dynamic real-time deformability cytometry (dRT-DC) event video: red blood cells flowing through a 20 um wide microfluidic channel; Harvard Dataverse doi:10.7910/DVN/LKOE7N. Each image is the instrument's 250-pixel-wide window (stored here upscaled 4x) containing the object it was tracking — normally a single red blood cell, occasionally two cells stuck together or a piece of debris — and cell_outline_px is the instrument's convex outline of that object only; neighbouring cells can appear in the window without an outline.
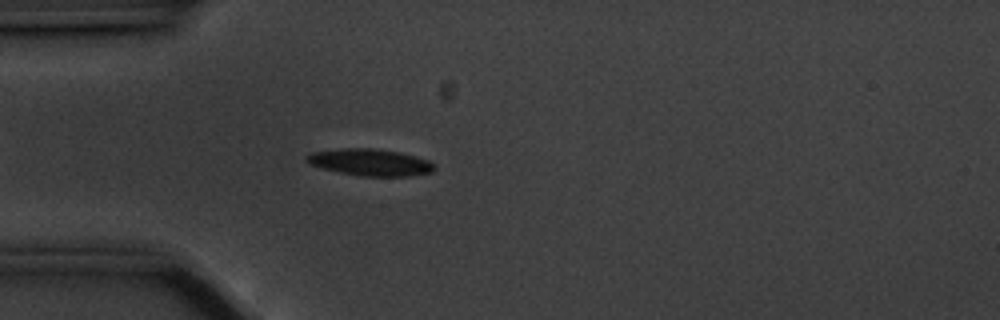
{"species": "common noctule bat (a hibernating species)", "species_latin": "Nyctalus noctula", "temperature_condition": "cold", "stored_images_in_passage": 33, "camera_frame_rate_fps": 3000, "um_per_image_px": 0.085, "animal": {"sex": "male", "body_mass_g": 20.1, "forearm_length_mm": 53.5}, "frame": {"image": 1, "passage_image": 8, "time_ms": 2.333, "image_size_px": [1000, 320], "cell_outline_px": [[436, 168], [432, 172], [408, 176], [360, 176], [340, 172], [308, 164], [304, 160], [304, 156], [312, 152], [344, 148], [376, 148], [400, 152], [416, 156], [428, 160], [436, 164]], "centroid_in_image_um": [31.48, 13.79], "position_along_channel_um": 53.5, "area_um2": 20.11}}
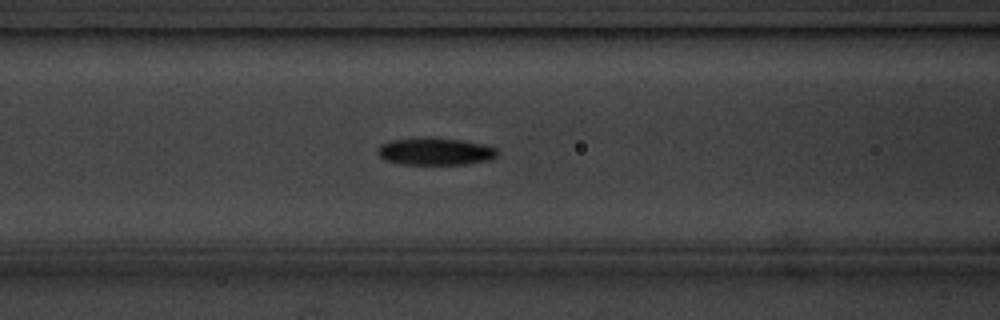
{"frame": {"image": 2, "passage_image": 15, "time_ms": 4.667, "image_size_px": [1000, 320], "cell_outline_px": [[496, 156], [488, 160], [464, 164], [400, 164], [384, 160], [376, 152], [376, 148], [380, 144], [392, 140], [428, 136], [432, 136], [460, 140], [484, 144], [496, 148]], "centroid_in_image_um": [36.93, 12.85], "position_along_channel_um": 129.7, "area_um2": 19.25}}
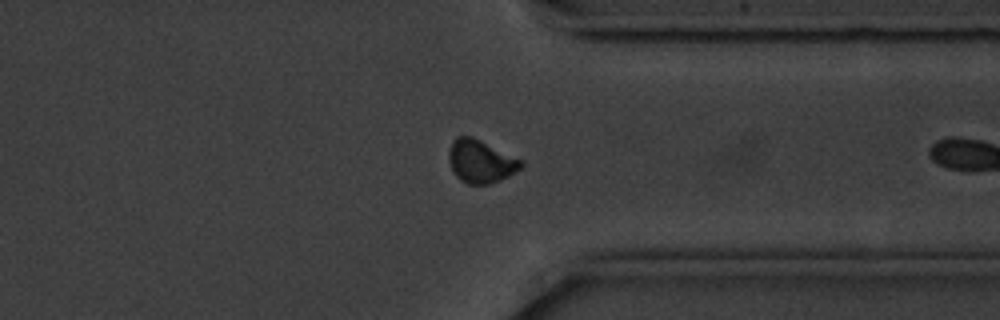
{"frame": {"image": 3, "passage_image": 32, "time_ms": 10.333, "image_size_px": [1000, 320], "cell_outline_px": [[524, 164], [520, 168], [508, 176], [500, 180], [488, 184], [468, 184], [460, 180], [452, 172], [448, 160], [448, 152], [452, 140], [456, 136], [472, 136], [524, 160]], "centroid_in_image_um": [40.84, 13.7], "position_along_channel_um": 370.6, "area_um2": 18.32}}